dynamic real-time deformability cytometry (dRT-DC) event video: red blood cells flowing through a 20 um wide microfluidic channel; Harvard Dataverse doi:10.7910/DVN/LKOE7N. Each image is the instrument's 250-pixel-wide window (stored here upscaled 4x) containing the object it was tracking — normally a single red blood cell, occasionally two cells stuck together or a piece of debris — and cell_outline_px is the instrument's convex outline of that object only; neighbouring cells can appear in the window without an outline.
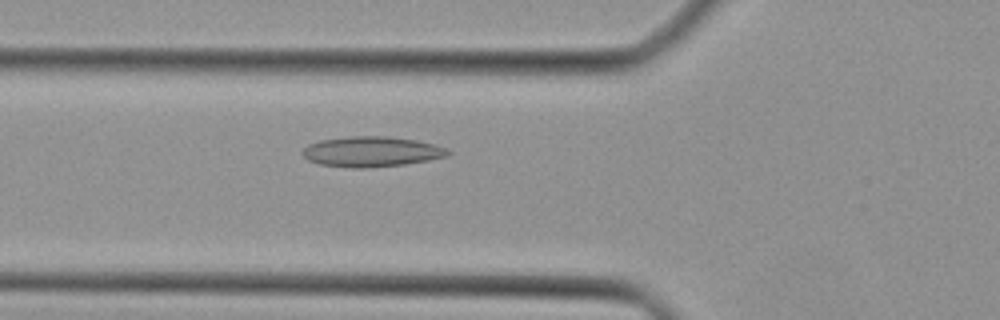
{"species": "Egyptian fruit bat (a non-hibernating species)", "species_latin": "Rousettus aegyptiacus", "temperature_condition": "cold", "stored_images_in_passage": 43, "camera_frame_rate_fps": 3000, "um_per_image_px": 0.085, "animal": {"sex": "female"}, "frame": {"image": 1, "passage_image": 15, "time_ms": 4.667, "image_size_px": [1000, 320], "cell_outline_px": [[452, 152], [448, 156], [428, 160], [404, 164], [364, 168], [352, 168], [320, 164], [308, 160], [300, 152], [308, 144], [320, 140], [348, 136], [388, 136], [416, 140], [436, 144], [448, 148]], "centroid_in_image_um": [31.6, 12.88], "position_along_channel_um": 94.2, "area_um2": 25.84}}
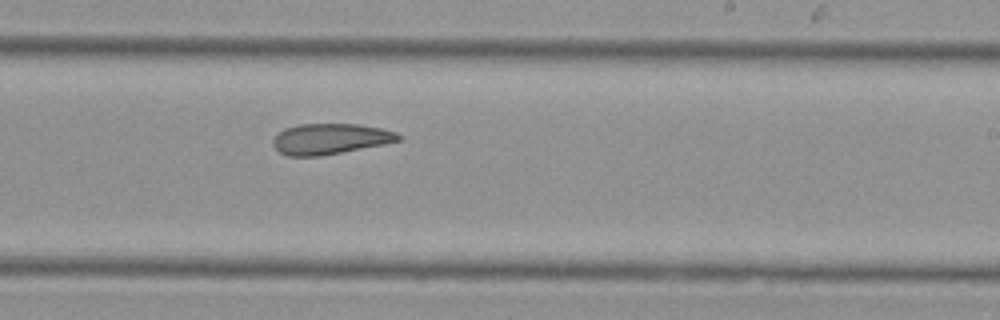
{"frame": {"image": 2, "passage_image": 26, "time_ms": 8.333, "image_size_px": [1000, 320], "cell_outline_px": [[400, 140], [384, 144], [320, 156], [288, 156], [280, 152], [272, 144], [272, 140], [284, 128], [300, 124], [356, 124], [380, 128], [396, 132], [400, 136]], "centroid_in_image_um": [28.04, 11.8], "position_along_channel_um": 261.0, "area_um2": 22.2}}
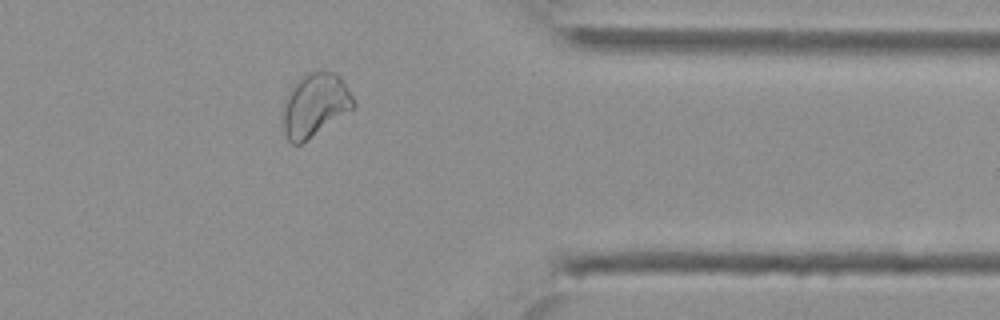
{"frame": {"image": 3, "passage_image": 35, "time_ms": 11.333, "image_size_px": [1000, 320], "cell_outline_px": [[356, 104], [352, 108], [300, 144], [292, 144], [288, 140], [284, 132], [280, 120], [280, 116], [284, 100], [288, 92], [296, 80], [308, 72], [336, 72], [340, 76], [348, 88]], "centroid_in_image_um": [26.7, 8.91], "position_along_channel_um": 384.7, "area_um2": 25.95}}